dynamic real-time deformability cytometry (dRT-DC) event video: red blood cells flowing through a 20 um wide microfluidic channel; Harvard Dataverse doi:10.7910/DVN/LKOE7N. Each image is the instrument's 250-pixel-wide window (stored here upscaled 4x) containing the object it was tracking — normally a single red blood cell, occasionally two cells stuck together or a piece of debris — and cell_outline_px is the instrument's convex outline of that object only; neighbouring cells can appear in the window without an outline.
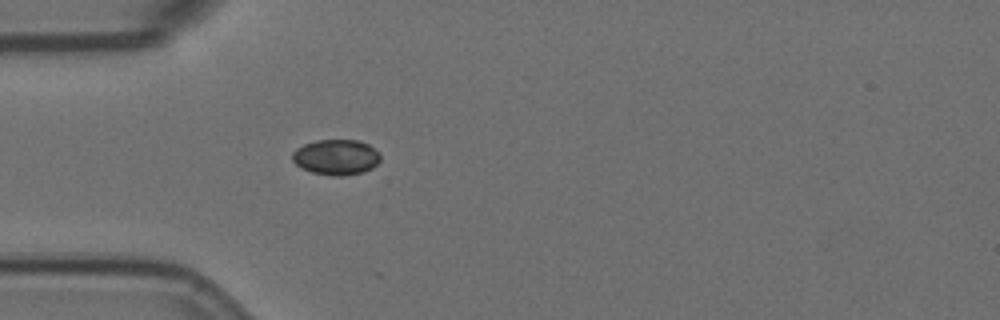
{"species": "Egyptian fruit bat (a non-hibernating species)", "species_latin": "Rousettus aegyptiacus", "temperature_condition": "room temperature", "stored_images_in_passage": 2, "camera_frame_rate_fps": 3000, "um_per_image_px": 0.085, "animal": {"sex": "female"}, "frame": {"image": 1, "passage_image": 2, "time_ms": 0.333, "image_size_px": [1000, 320], "cell_outline_px": [[380, 160], [372, 168], [364, 172], [340, 176], [332, 176], [312, 172], [300, 168], [292, 160], [292, 152], [296, 148], [304, 144], [316, 140], [360, 140], [368, 144], [380, 152]], "centroid_in_image_um": [28.57, 13.35], "position_along_channel_um": 56.4, "area_um2": 18.38}}